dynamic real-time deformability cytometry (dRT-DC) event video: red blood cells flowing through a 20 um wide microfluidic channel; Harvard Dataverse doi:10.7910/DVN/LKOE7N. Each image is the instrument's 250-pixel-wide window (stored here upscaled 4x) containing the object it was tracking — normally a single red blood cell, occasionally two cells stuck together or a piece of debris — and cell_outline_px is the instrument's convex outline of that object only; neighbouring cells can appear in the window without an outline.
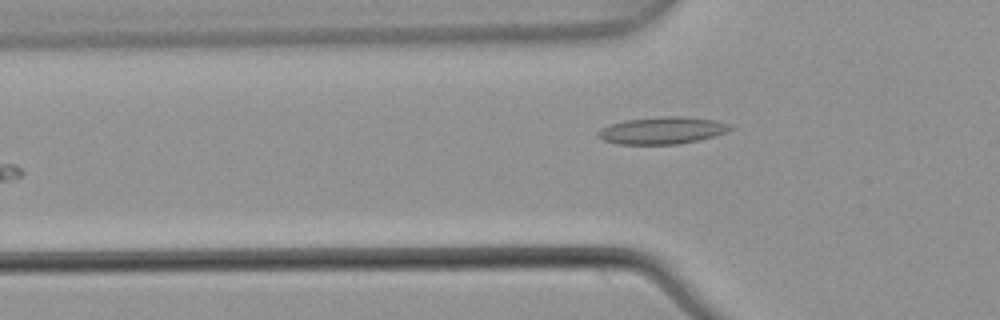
{"species": "common noctule bat (a hibernating species)", "species_latin": "Nyctalus noctula", "temperature_condition": "warm", "stored_images_in_passage": 6, "camera_frame_rate_fps": 3000, "um_per_image_px": 0.085, "animal": {"sex": "male", "body_mass_g": 21.5, "forearm_length_mm": 52.0}, "frame": {"image": 1, "passage_image": 6, "time_ms": 1.667, "image_size_px": [1000, 320], "cell_outline_px": [[736, 128], [728, 132], [716, 136], [700, 140], [680, 144], [616, 144], [604, 140], [596, 136], [596, 132], [600, 128], [612, 124], [628, 120], [660, 116], [680, 116], [716, 120], [732, 124]], "centroid_in_image_um": [56.36, 11.09], "position_along_channel_um": 69.4, "area_um2": 21.21}}